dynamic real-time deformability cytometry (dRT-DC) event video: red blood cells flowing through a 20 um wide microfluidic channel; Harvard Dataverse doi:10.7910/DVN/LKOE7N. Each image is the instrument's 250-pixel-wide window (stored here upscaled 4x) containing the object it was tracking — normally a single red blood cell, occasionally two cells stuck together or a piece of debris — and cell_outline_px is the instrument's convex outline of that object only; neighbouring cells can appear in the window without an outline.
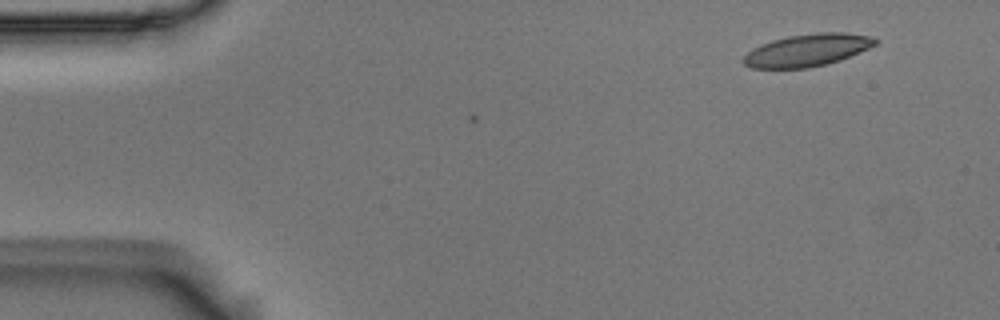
{"species": "Egyptian fruit bat (a non-hibernating species)", "species_latin": "Rousettus aegyptiacus", "temperature_condition": "room temperature", "stored_images_in_passage": 6, "camera_frame_rate_fps": 3000, "um_per_image_px": 0.085, "animal": {"sex": "male"}, "frame": {"image": 1, "passage_image": 6, "time_ms": 1.667, "image_size_px": [1000, 320], "cell_outline_px": [[880, 40], [876, 44], [868, 48], [840, 60], [808, 68], [752, 68], [744, 64], [740, 60], [752, 48], [760, 44], [772, 40], [788, 36], [816, 32], [844, 32], [872, 36]], "centroid_in_image_um": [68.61, 4.25], "position_along_channel_um": 16.4, "area_um2": 24.91}}